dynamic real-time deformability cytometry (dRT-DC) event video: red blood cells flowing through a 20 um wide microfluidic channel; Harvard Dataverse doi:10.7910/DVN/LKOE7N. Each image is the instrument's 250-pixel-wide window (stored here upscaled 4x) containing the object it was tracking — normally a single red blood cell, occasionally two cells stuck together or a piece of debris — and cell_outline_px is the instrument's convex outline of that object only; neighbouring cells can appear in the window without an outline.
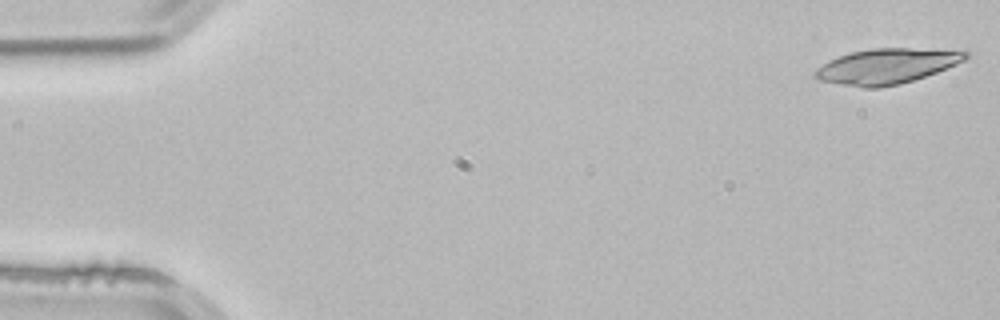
{"species": "common noctule bat (a hibernating species)", "species_latin": "Nyctalus noctula", "temperature_condition": "room temperature", "stored_images_in_passage": 4, "camera_frame_rate_fps": 3000, "um_per_image_px": 0.085, "animal": {"sex": "male", "body_mass_g": 21.5, "forearm_length_mm": 52.0}, "frame": {"image": 1, "passage_image": 1, "time_ms": 0.0, "image_size_px": [1000, 320], "cell_outline_px": [[972, 56], [956, 64], [936, 72], [900, 84], [880, 88], [864, 88], [840, 84], [820, 80], [812, 76], [816, 68], [828, 60], [852, 52], [872, 48], [968, 48]], "centroid_in_image_um": [75.47, 5.59], "position_along_channel_um": 9.5, "area_um2": 31.56}}